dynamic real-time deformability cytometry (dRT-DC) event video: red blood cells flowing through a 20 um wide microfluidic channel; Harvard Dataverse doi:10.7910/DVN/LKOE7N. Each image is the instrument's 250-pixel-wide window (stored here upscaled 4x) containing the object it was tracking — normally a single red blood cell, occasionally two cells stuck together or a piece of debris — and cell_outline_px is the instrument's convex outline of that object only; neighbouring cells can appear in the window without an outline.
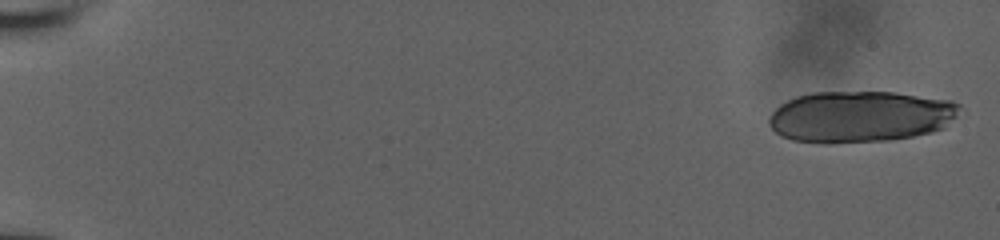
{"species": "human", "species_latin": "Homo sapiens", "temperature_condition": "room temperature", "stored_images_in_passage": 20, "camera_frame_rate_fps": 3000, "um_per_image_px": 0.085, "donor": {"sex": "male"}, "frame": {"image": 1, "passage_image": 1, "time_ms": 0.0, "image_size_px": [1000, 240], "cell_outline_px": [[960, 108], [956, 116], [944, 128], [932, 132], [892, 140], [828, 144], [824, 144], [792, 140], [780, 136], [768, 124], [768, 120], [772, 112], [780, 104], [796, 96], [812, 92], [892, 92], [952, 100], [960, 104]], "centroid_in_image_um": [73.11, 9.92], "position_along_channel_um": 11.9, "area_um2": 57.57}}